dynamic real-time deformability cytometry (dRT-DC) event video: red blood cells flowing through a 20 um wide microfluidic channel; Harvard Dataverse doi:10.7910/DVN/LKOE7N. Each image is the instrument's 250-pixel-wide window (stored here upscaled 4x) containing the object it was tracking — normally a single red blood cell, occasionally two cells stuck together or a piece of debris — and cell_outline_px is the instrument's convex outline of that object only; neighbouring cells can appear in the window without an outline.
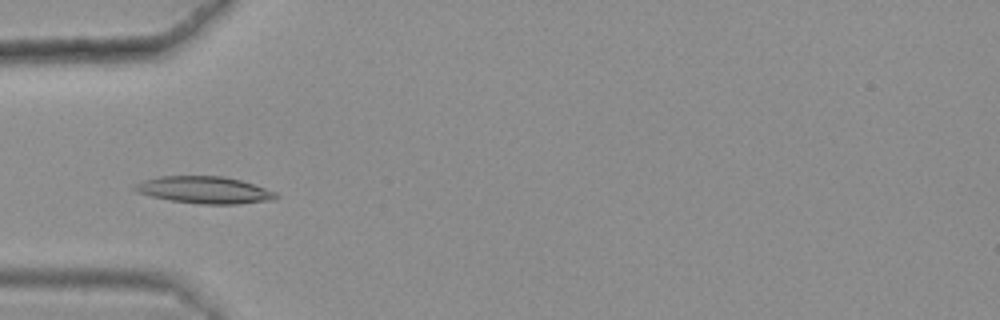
{"species": "common noctule bat (a hibernating species)", "species_latin": "Nyctalus noctula", "temperature_condition": "warm", "stored_images_in_passage": 45, "camera_frame_rate_fps": 3000, "um_per_image_px": 0.085, "animal": {"sex": "female", "body_mass_g": 25.1}, "frame": {"image": 1, "passage_image": 17, "time_ms": 5.333, "image_size_px": [1000, 320], "cell_outline_px": [[280, 196], [276, 200], [236, 204], [200, 204], [172, 200], [152, 196], [136, 192], [132, 188], [136, 184], [144, 180], [160, 176], [224, 176], [240, 180], [276, 192]], "centroid_in_image_um": [17.41, 16.15], "position_along_channel_um": 67.6, "area_um2": 22.14}}
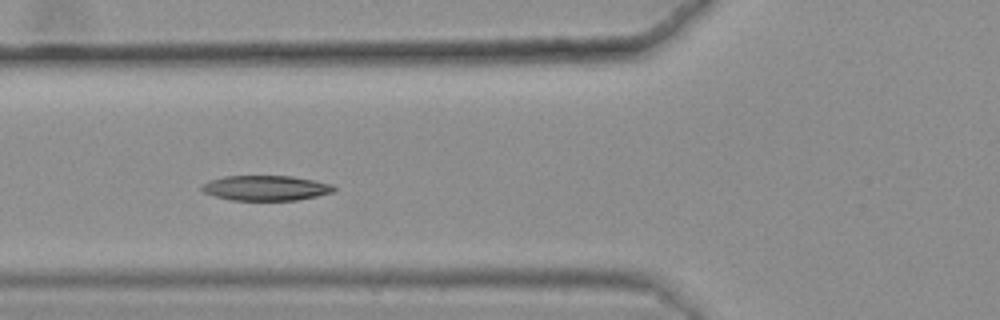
{"frame": {"image": 2, "passage_image": 20, "time_ms": 6.333, "image_size_px": [1000, 320], "cell_outline_px": [[336, 188], [332, 192], [316, 196], [296, 200], [232, 200], [216, 196], [204, 192], [200, 188], [204, 184], [212, 180], [224, 176], [292, 176], [332, 184]], "centroid_in_image_um": [22.61, 15.98], "position_along_channel_um": 103.2, "area_um2": 19.02}}
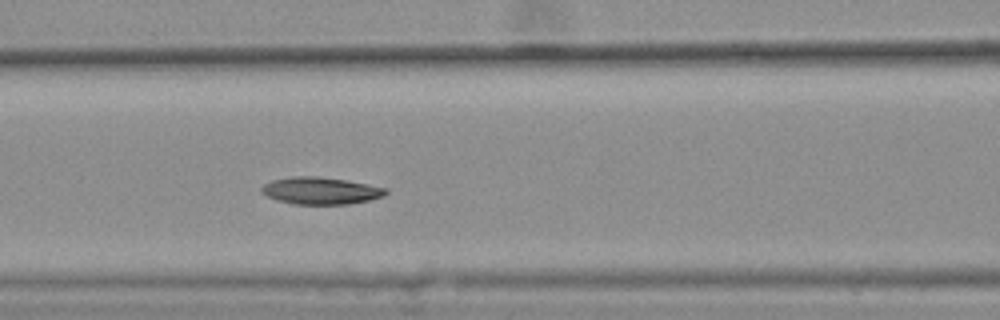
{"frame": {"image": 3, "passage_image": 23, "time_ms": 7.333, "image_size_px": [1000, 320], "cell_outline_px": [[388, 192], [384, 196], [368, 200], [348, 204], [292, 204], [276, 200], [260, 192], [260, 188], [264, 184], [272, 180], [292, 176], [316, 176], [344, 180], [368, 184], [388, 188]], "centroid_in_image_um": [27.24, 16.21], "position_along_channel_um": 139.4, "area_um2": 19.65}, "authors_computed_cell_mechanics": {"area_um2": 19.8832, "velocity_mm_per_s": 3.6026, "shape_relaxation_time_tau1_ms": 5.4714, "shape_relaxation_time_tau2_ms": 6.4803, "deformation_change_tau1": 0.1527, "deformation_change_tau2": 0.1021}}